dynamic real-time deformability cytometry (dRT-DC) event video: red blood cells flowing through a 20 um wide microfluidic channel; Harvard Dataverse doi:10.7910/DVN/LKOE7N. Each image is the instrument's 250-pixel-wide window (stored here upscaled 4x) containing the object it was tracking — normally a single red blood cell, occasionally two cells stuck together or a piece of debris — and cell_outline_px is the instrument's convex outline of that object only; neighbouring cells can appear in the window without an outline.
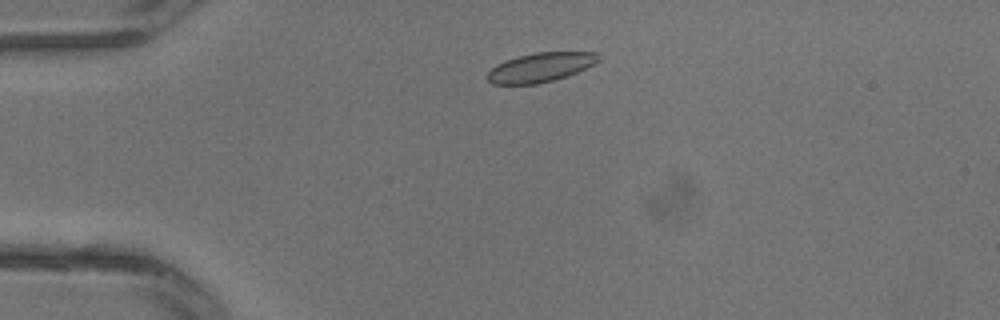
{"species": "common noctule bat (a hibernating species)", "species_latin": "Nyctalus noctula", "temperature_condition": "warm", "stored_images_in_passage": 2, "camera_frame_rate_fps": 3000, "um_per_image_px": 0.085, "animal": {"sex": "male", "body_mass_g": 13.3}, "frame": {"image": 1, "passage_image": 2, "time_ms": 0.333, "image_size_px": [1000, 320], "cell_outline_px": [[600, 60], [576, 72], [552, 80], [536, 84], [492, 84], [484, 76], [496, 64], [504, 60], [516, 56], [536, 52], [600, 52]], "centroid_in_image_um": [45.89, 5.71], "position_along_channel_um": 39.1, "area_um2": 18.9}}